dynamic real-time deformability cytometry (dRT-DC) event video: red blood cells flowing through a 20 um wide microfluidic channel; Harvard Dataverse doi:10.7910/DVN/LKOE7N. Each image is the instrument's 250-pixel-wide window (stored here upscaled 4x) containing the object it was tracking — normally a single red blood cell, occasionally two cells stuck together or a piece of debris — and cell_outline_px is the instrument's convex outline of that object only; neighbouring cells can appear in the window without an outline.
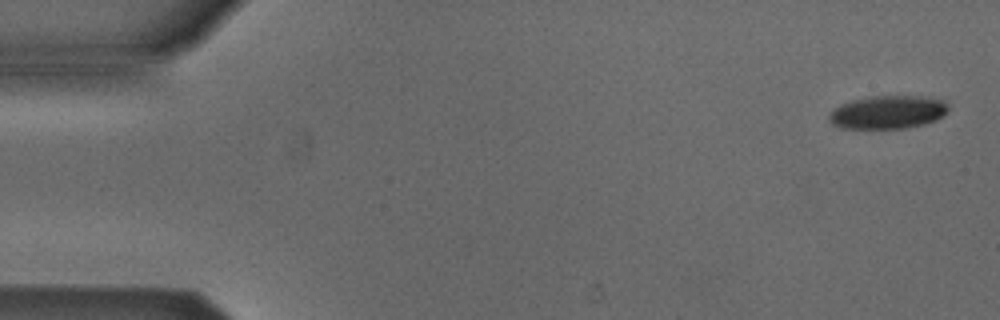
{"species": "Egyptian fruit bat (a non-hibernating species)", "species_latin": "Rousettus aegyptiacus", "temperature_condition": "cold", "stored_images_in_passage": 53, "camera_frame_rate_fps": 3000, "um_per_image_px": 0.085, "animal": {"sex": "male"}, "frame": {"image": 1, "passage_image": 2, "time_ms": 0.333, "image_size_px": [1000, 320], "cell_outline_px": [[948, 112], [944, 116], [936, 120], [924, 124], [904, 128], [840, 128], [832, 124], [828, 120], [828, 116], [840, 104], [852, 100], [872, 96], [916, 96], [944, 100], [948, 104]], "centroid_in_image_um": [75.48, 9.54], "position_along_channel_um": 9.5, "area_um2": 23.06}}
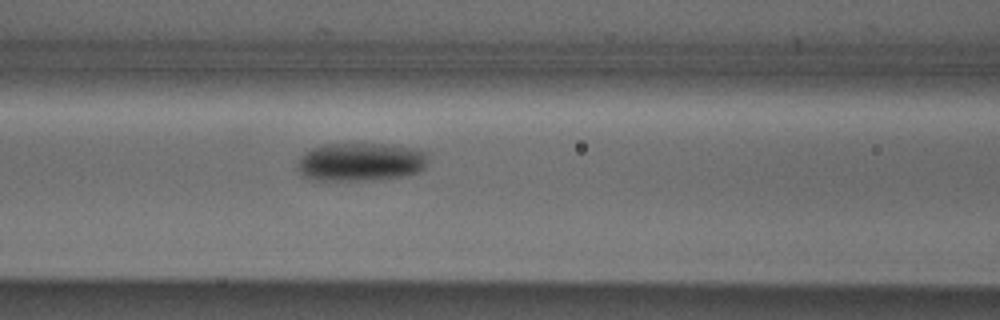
{"frame": {"image": 2, "passage_image": 22, "time_ms": 7.0, "image_size_px": [1000, 320], "cell_outline_px": [[428, 164], [424, 168], [408, 176], [360, 180], [316, 180], [304, 176], [296, 168], [296, 164], [300, 156], [304, 152], [312, 148], [324, 144], [384, 144], [412, 148], [428, 152]], "centroid_in_image_um": [30.65, 13.76], "position_along_channel_um": 136.0, "area_um2": 29.3}}
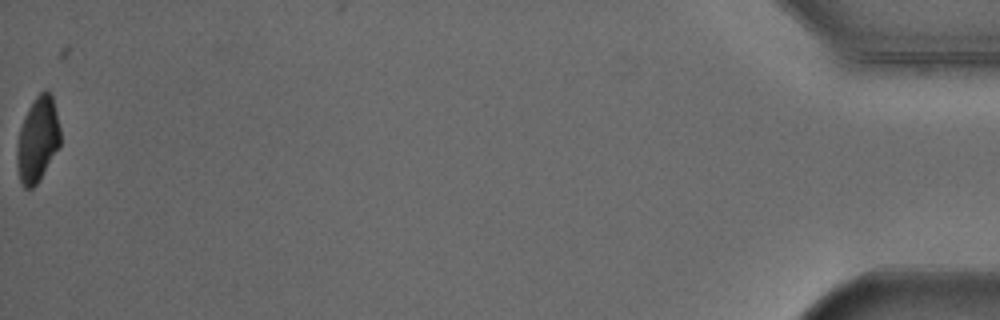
{"frame": {"image": 3, "passage_image": 53, "time_ms": 17.333, "image_size_px": [1000, 320], "cell_outline_px": [[60, 144], [40, 180], [32, 188], [24, 188], [20, 184], [16, 164], [16, 148], [20, 128], [24, 116], [28, 108], [36, 96], [44, 88], [48, 88], [52, 96], [60, 128]], "centroid_in_image_um": [3.18, 11.86], "position_along_channel_um": 432.0, "area_um2": 21.68}, "authors_computed_cell_mechanics": {"area_um2": 25.5476, "velocity_mm_per_s": 3.8906, "shape_relaxation_time_tau1_ms": 3.9832, "shape_relaxation_time_tau2_ms": null, "deformation_change_tau1": 0.11, "deformation_change_tau2": null}}